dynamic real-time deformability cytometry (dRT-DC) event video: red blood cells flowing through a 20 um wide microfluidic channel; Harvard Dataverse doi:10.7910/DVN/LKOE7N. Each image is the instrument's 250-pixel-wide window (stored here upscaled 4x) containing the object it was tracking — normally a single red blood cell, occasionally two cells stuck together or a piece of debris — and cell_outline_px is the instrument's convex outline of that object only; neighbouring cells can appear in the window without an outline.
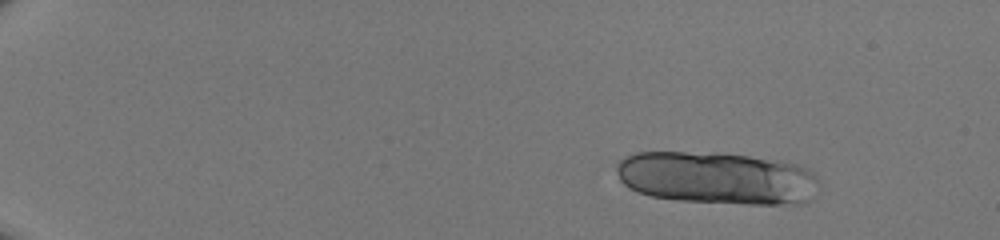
{"species": "human", "species_latin": "Homo sapiens", "temperature_condition": "room temperature", "stored_images_in_passage": 35, "camera_frame_rate_fps": 3000, "um_per_image_px": 0.085, "donor": {"sex": "male"}, "frame": {"image": 1, "passage_image": 8, "time_ms": 2.333, "image_size_px": [1000, 240], "cell_outline_px": [[820, 184], [812, 200], [800, 204], [748, 204], [680, 200], [652, 196], [636, 192], [628, 188], [620, 180], [616, 172], [616, 160], [624, 156], [636, 152], [720, 152], [780, 160], [796, 164], [808, 168], [816, 176]], "centroid_in_image_um": [60.96, 15.12], "position_along_channel_um": 24.0, "area_um2": 63.06}}
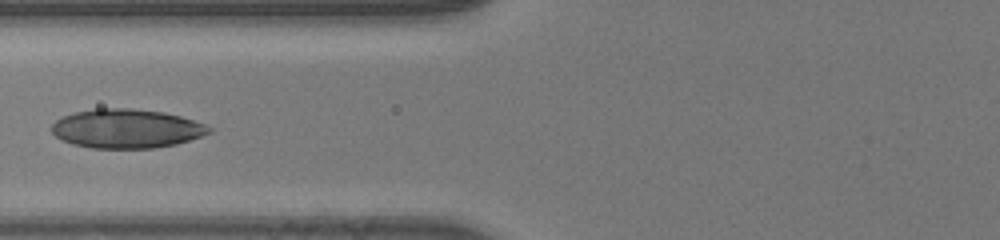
{"frame": {"image": 2, "passage_image": 25, "time_ms": 8.0, "image_size_px": [1000, 240], "cell_outline_px": [[212, 132], [176, 144], [156, 148], [92, 148], [72, 144], [60, 140], [52, 132], [52, 124], [56, 120], [64, 116], [76, 112], [96, 108], [132, 108], [164, 112], [180, 116], [208, 124], [212, 128]], "centroid_in_image_um": [10.77, 10.93], "position_along_channel_um": 115.0, "area_um2": 35.95}}